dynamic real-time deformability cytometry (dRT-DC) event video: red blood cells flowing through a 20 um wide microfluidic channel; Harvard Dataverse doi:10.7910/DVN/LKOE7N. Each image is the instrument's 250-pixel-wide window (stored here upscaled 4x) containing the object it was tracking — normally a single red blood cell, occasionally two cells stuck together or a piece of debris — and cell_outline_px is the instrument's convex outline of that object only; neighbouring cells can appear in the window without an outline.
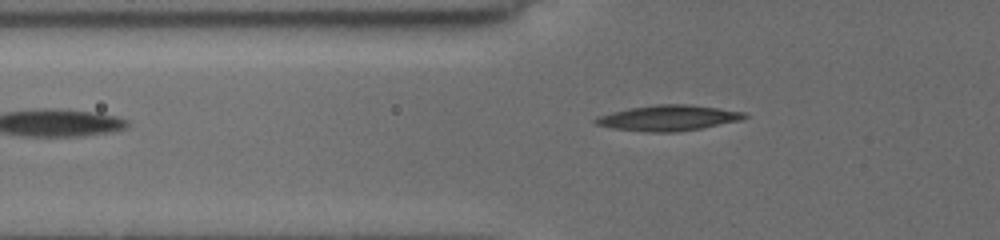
{"species": "common noctule bat (a hibernating species)", "species_latin": "Nyctalus noctula", "temperature_condition": "cold", "stored_images_in_passage": 5, "camera_frame_rate_fps": 3000, "um_per_image_px": 0.085, "animal": {"sex": "female", "body_mass_g": 19.5, "forearm_length_mm": 54.1}, "frame": {"image": 1, "passage_image": 5, "time_ms": 3.333, "image_size_px": [1000, 240], "cell_outline_px": [[748, 116], [740, 120], [700, 128], [676, 132], [648, 132], [612, 128], [596, 124], [592, 120], [596, 116], [628, 108], [656, 104], [692, 104], [720, 108], [744, 112]], "centroid_in_image_um": [56.77, 10.01], "position_along_channel_um": 69.0, "area_um2": 22.2}}